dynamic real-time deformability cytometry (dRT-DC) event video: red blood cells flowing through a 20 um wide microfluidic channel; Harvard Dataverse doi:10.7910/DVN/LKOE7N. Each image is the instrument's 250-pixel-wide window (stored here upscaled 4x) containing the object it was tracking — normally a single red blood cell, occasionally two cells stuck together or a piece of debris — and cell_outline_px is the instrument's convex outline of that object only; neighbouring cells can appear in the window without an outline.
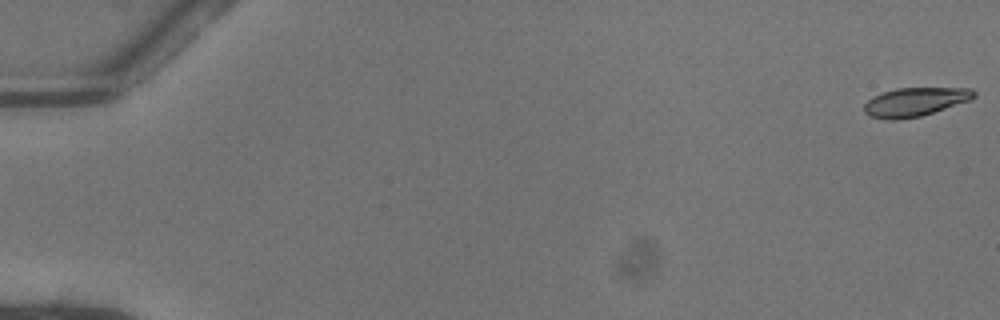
{"species": "common noctule bat (a hibernating species)", "species_latin": "Nyctalus noctula", "temperature_condition": "warm", "stored_images_in_passage": 52, "camera_frame_rate_fps": 3000, "um_per_image_px": 0.085, "animal": {"sex": "female"}, "frame": {"image": 1, "passage_image": 1, "time_ms": 0.0, "image_size_px": [1000, 320], "cell_outline_px": [[976, 96], [968, 100], [920, 116], [900, 120], [884, 120], [868, 116], [864, 112], [864, 104], [868, 100], [884, 92], [896, 88], [972, 88], [976, 92]], "centroid_in_image_um": [77.73, 8.67], "position_along_channel_um": 7.3, "area_um2": 18.21}}
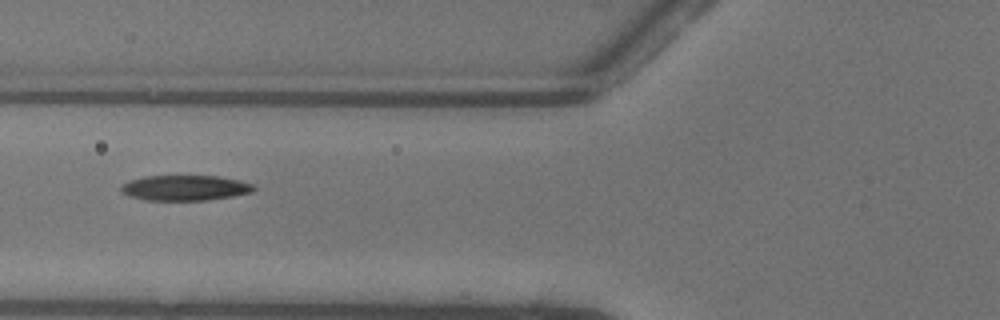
{"frame": {"image": 2, "passage_image": 22, "time_ms": 7.0, "image_size_px": [1000, 320], "cell_outline_px": [[256, 188], [252, 192], [232, 196], [204, 200], [144, 200], [120, 192], [120, 188], [128, 180], [144, 176], [216, 176], [240, 180], [252, 184]], "centroid_in_image_um": [15.71, 15.96], "position_along_channel_um": 110.1, "area_um2": 19.48}}
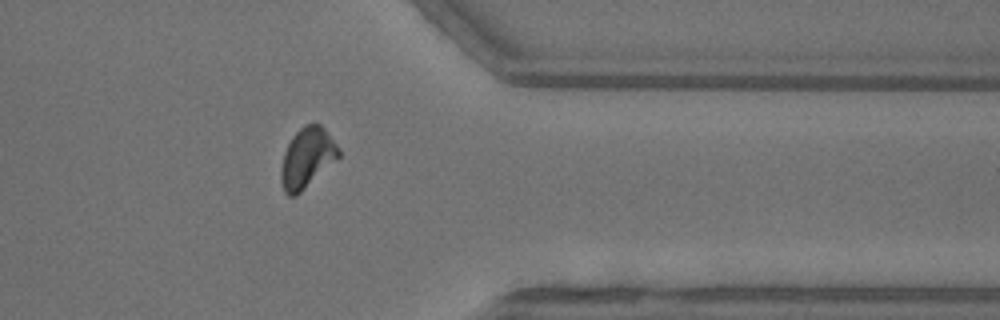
{"frame": {"image": 3, "passage_image": 43, "time_ms": 14.0, "image_size_px": [1000, 320], "cell_outline_px": [[340, 156], [296, 196], [288, 196], [284, 192], [280, 180], [280, 168], [284, 152], [292, 136], [304, 124], [320, 124], [324, 128], [340, 148]], "centroid_in_image_um": [26.08, 13.42], "position_along_channel_um": 385.3, "area_um2": 20.11}, "authors_computed_cell_mechanics": {"area_um2": 19.8543, "velocity_mm_per_s": 4.0658, "shape_relaxation_time_tau1_ms": 4.5215, "shape_relaxation_time_tau2_ms": 3.7804, "deformation_change_tau1": 0.169, "deformation_change_tau2": 0.1048}}